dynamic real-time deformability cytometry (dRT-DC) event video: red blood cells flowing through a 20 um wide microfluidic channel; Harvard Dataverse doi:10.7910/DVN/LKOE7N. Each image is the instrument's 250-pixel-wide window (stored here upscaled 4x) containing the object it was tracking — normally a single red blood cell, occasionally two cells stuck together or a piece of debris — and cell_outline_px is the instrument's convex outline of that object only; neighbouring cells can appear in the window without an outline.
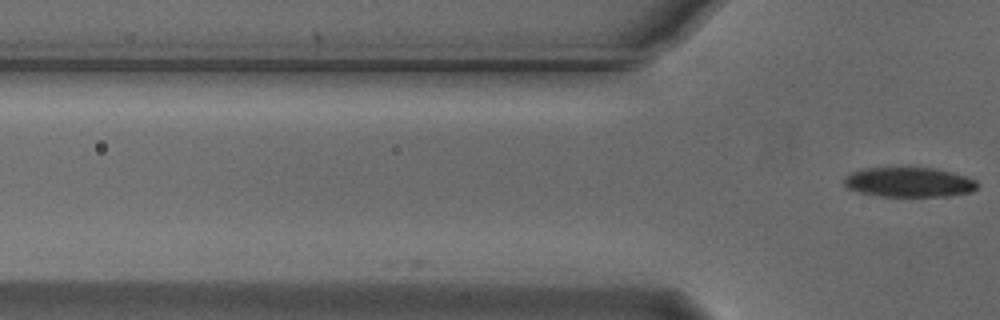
{"species": "Egyptian fruit bat (a non-hibernating species)", "species_latin": "Rousettus aegyptiacus", "temperature_condition": "cold", "stored_images_in_passage": 3, "camera_frame_rate_fps": 3000, "um_per_image_px": 0.085, "animal": {"sex": "male"}, "frame": {"image": 1, "passage_image": 3, "time_ms": 0.667, "image_size_px": [1000, 320], "cell_outline_px": [[976, 188], [972, 192], [952, 196], [880, 196], [860, 192], [848, 188], [844, 184], [844, 176], [852, 172], [864, 168], [908, 164], [936, 168], [952, 172], [976, 180]], "centroid_in_image_um": [77.25, 15.43], "position_along_channel_um": 48.6, "area_um2": 24.04}}